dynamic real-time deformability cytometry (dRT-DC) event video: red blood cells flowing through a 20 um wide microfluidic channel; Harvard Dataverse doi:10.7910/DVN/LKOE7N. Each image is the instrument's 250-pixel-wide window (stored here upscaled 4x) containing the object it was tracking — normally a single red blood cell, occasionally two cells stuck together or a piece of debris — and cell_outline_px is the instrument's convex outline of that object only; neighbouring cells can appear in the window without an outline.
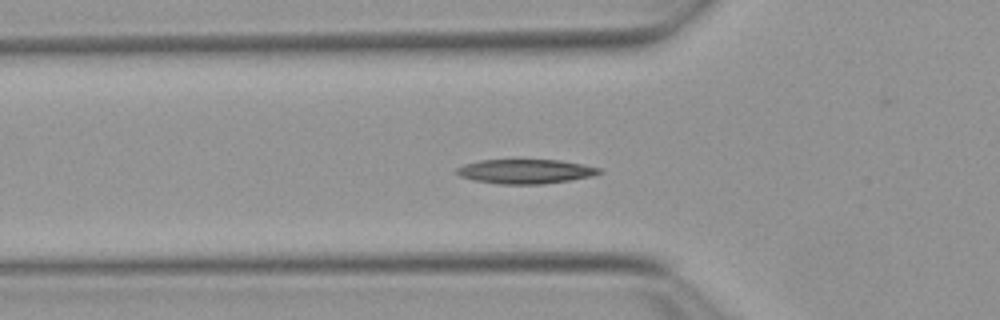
{"species": "Egyptian fruit bat (a non-hibernating species)", "species_latin": "Rousettus aegyptiacus", "temperature_condition": "warm", "stored_images_in_passage": 45, "camera_frame_rate_fps": 3000, "um_per_image_px": 0.085, "animal": {"sex": "female"}, "frame": {"image": 1, "passage_image": 14, "time_ms": 4.333, "image_size_px": [1000, 320], "cell_outline_px": [[604, 172], [592, 176], [544, 184], [500, 184], [476, 180], [460, 176], [456, 172], [456, 168], [464, 164], [480, 160], [516, 156], [560, 160], [600, 168]], "centroid_in_image_um": [44.63, 14.51], "position_along_channel_um": 81.2, "area_um2": 21.21}}
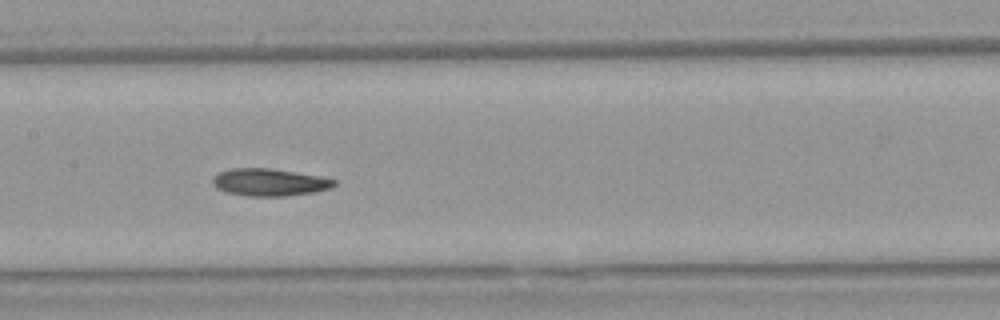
{"frame": {"image": 2, "passage_image": 22, "time_ms": 7.0, "image_size_px": [1000, 320], "cell_outline_px": [[336, 184], [328, 188], [316, 192], [284, 196], [244, 196], [228, 192], [216, 188], [212, 184], [212, 176], [216, 172], [228, 168], [272, 168], [320, 176], [336, 180]], "centroid_in_image_um": [22.84, 15.48], "position_along_channel_um": 184.6, "area_um2": 19.59}}
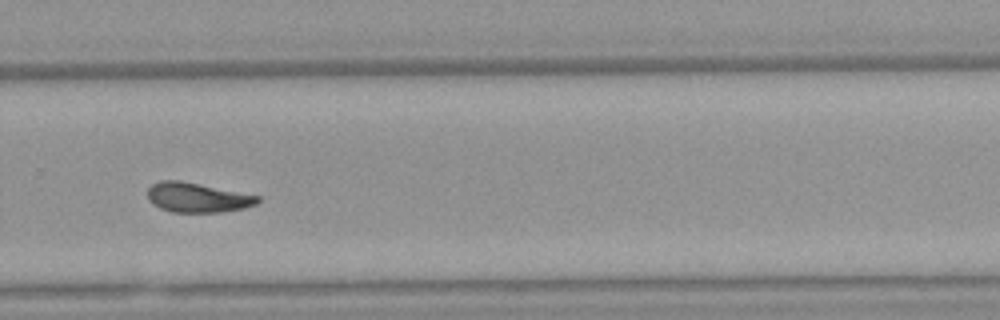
{"frame": {"image": 3, "passage_image": 32, "time_ms": 10.333, "image_size_px": [1000, 320], "cell_outline_px": [[260, 200], [256, 204], [244, 208], [220, 212], [172, 212], [160, 208], [152, 204], [148, 200], [148, 188], [152, 184], [160, 180], [180, 180], [260, 196]], "centroid_in_image_um": [16.75, 16.79], "position_along_channel_um": 313.1, "area_um2": 19.02}, "authors_computed_cell_mechanics": {"area_um2": 19.5942, "velocity_mm_per_s": 3.8625, "shape_relaxation_time_tau1_ms": null, "shape_relaxation_time_tau2_ms": 5.7662, "deformation_change_tau1": null, "deformation_change_tau2": 0.1318}}